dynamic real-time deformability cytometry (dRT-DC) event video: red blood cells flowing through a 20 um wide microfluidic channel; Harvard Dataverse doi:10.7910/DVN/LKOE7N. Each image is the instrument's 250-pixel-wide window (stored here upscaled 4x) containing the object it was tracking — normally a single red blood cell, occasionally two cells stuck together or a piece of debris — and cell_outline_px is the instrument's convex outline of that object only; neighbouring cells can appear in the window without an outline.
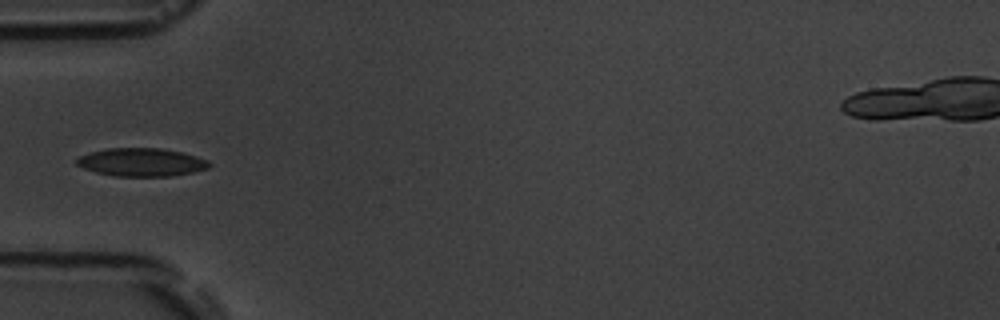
{"species": "common noctule bat (a hibernating species)", "species_latin": "Nyctalus noctula", "temperature_condition": "room temperature", "stored_images_in_passage": 4, "camera_frame_rate_fps": 3000, "um_per_image_px": 0.085, "animal": {"sex": "male", "body_mass_g": 19.5, "forearm_length_mm": 54.6}, "frame": {"image": 1, "passage_image": 4, "time_ms": 3.667, "image_size_px": [1000, 320], "cell_outline_px": [[212, 164], [208, 168], [192, 172], [172, 176], [116, 176], [96, 172], [84, 168], [76, 164], [76, 160], [80, 156], [92, 152], [108, 148], [160, 148], [184, 152], [208, 160]], "centroid_in_image_um": [12.06, 13.78], "position_along_channel_um": 72.9, "area_um2": 21.68}}